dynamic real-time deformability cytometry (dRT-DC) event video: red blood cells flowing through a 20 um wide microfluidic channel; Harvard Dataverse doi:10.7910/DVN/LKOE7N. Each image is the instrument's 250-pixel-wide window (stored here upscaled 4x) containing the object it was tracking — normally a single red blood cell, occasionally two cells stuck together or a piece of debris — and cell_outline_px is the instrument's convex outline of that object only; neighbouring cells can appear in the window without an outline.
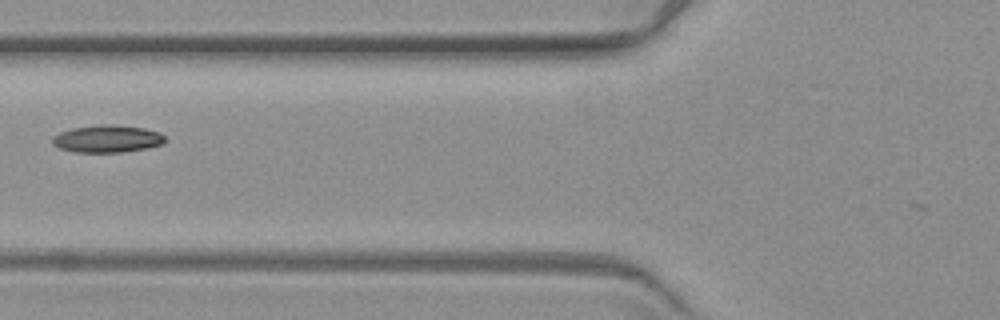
{"species": "common noctule bat (a hibernating species)", "species_latin": "Nyctalus noctula", "temperature_condition": "warm", "stored_images_in_passage": 10, "camera_frame_rate_fps": 3000, "um_per_image_px": 0.085, "animal": {"sex": "female", "body_mass_g": 19.3, "forearm_length_mm": 54.1}, "frame": {"image": 1, "passage_image": 6, "time_ms": 7.0, "image_size_px": [1000, 320], "cell_outline_px": [[164, 144], [148, 148], [120, 152], [76, 152], [60, 148], [52, 144], [52, 136], [60, 132], [72, 128], [100, 124], [116, 124], [144, 128], [160, 132], [164, 136]], "centroid_in_image_um": [9.12, 11.79], "position_along_channel_um": 116.7, "area_um2": 18.09}}
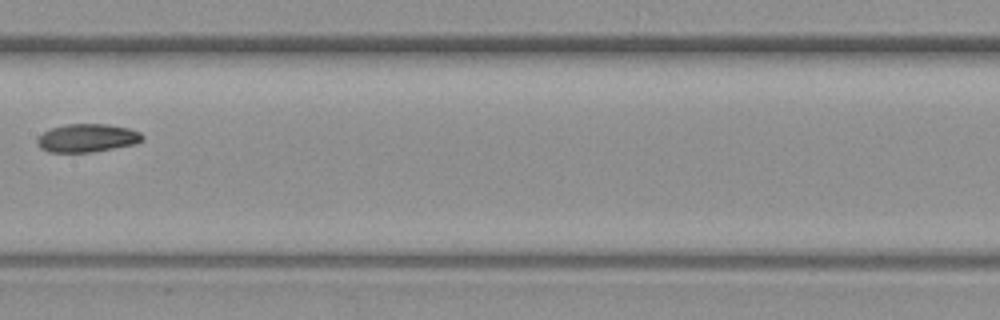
{"frame": {"image": 2, "passage_image": 8, "time_ms": 9.333, "image_size_px": [1000, 320], "cell_outline_px": [[144, 140], [136, 144], [92, 152], [48, 152], [40, 148], [36, 144], [36, 140], [44, 132], [52, 128], [64, 124], [108, 124], [128, 128], [140, 132], [144, 136]], "centroid_in_image_um": [7.42, 11.73], "position_along_channel_um": 200.0, "area_um2": 17.4}}
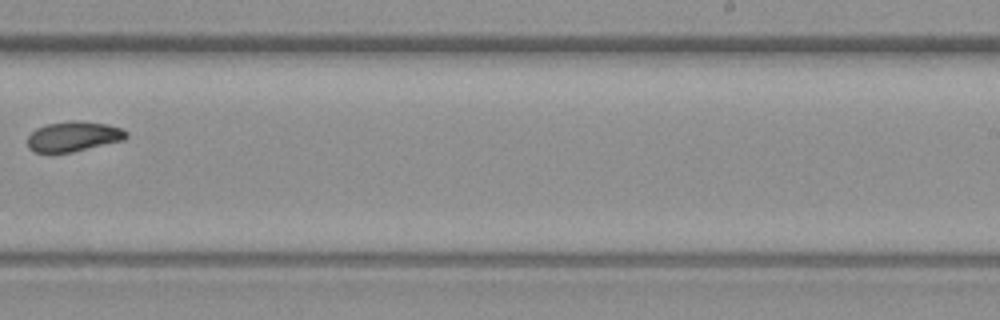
{"frame": {"image": 3, "passage_image": 10, "time_ms": 11.667, "image_size_px": [1000, 320], "cell_outline_px": [[128, 136], [124, 140], [72, 152], [32, 152], [28, 148], [28, 136], [36, 128], [48, 124], [72, 120], [80, 120], [108, 124], [120, 128], [128, 132]], "centroid_in_image_um": [6.25, 11.59], "position_along_channel_um": 282.7, "area_um2": 17.34}}